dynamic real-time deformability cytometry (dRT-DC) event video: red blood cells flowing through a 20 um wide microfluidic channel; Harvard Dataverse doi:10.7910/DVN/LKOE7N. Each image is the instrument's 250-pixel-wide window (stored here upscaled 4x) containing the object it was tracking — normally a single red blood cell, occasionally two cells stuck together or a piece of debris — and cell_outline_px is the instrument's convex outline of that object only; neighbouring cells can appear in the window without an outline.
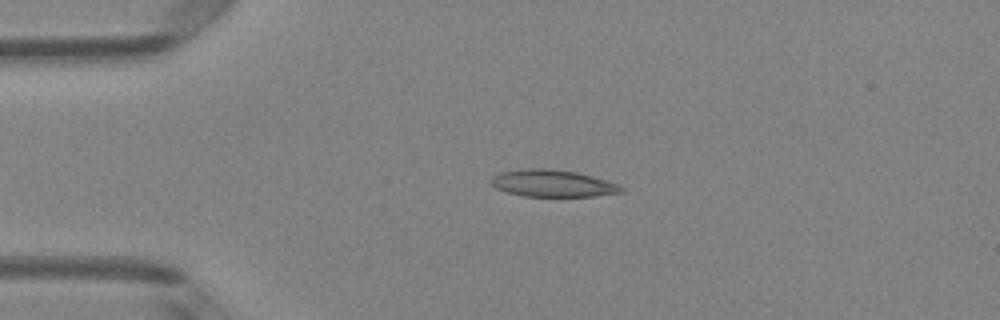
{"species": "Egyptian fruit bat (a non-hibernating species)", "species_latin": "Rousettus aegyptiacus", "temperature_condition": "room temperature", "stored_images_in_passage": 3, "camera_frame_rate_fps": 3000, "um_per_image_px": 0.085, "animal": {"sex": "female"}, "frame": {"image": 1, "passage_image": 2, "time_ms": 0.333, "image_size_px": [1000, 320], "cell_outline_px": [[624, 192], [596, 196], [524, 196], [508, 192], [496, 188], [488, 180], [492, 176], [500, 172], [524, 168], [548, 168], [576, 172], [592, 176], [616, 184], [624, 188]], "centroid_in_image_um": [46.94, 15.58], "position_along_channel_um": 38.1, "area_um2": 20.46}}